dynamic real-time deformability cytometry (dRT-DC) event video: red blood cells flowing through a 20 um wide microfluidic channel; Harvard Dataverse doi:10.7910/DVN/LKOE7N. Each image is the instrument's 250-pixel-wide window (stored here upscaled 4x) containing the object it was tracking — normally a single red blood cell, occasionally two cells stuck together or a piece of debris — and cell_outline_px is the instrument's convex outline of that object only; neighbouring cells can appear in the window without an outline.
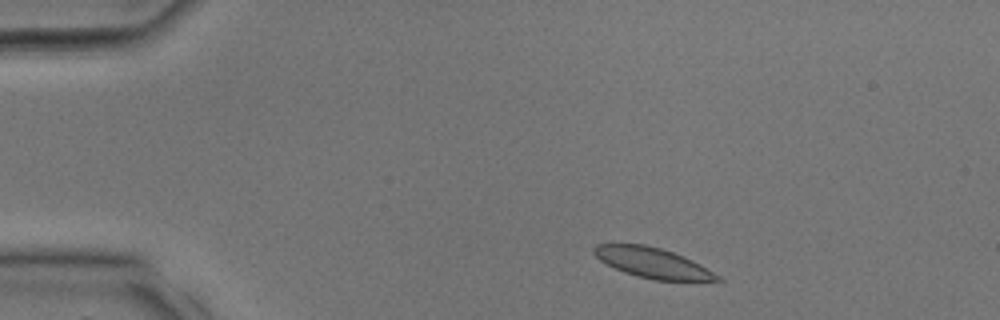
{"species": "common noctule bat (a hibernating species)", "species_latin": "Nyctalus noctula", "temperature_condition": "room temperature", "stored_images_in_passage": 30, "camera_frame_rate_fps": 3000, "um_per_image_px": 0.085, "animal": {"sex": "male", "body_mass_g": 17.9, "forearm_length_mm": 54.2}, "frame": {"image": 1, "passage_image": 3, "time_ms": 0.667, "image_size_px": [1000, 320], "cell_outline_px": [[724, 280], [656, 280], [636, 276], [624, 272], [600, 260], [592, 252], [592, 248], [596, 244], [644, 244], [660, 248], [684, 256], [700, 264], [720, 276]], "centroid_in_image_um": [55.45, 22.33], "position_along_channel_um": 29.6, "area_um2": 21.44}}
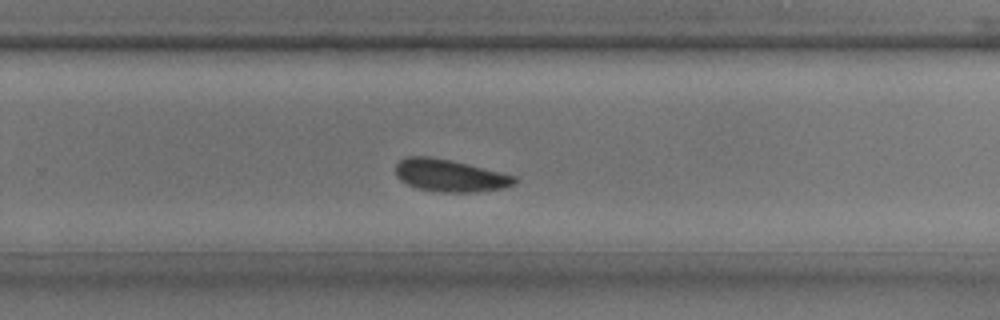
{"frame": {"image": 2, "passage_image": 19, "time_ms": 6.0, "image_size_px": [1000, 320], "cell_outline_px": [[516, 184], [504, 188], [472, 192], [444, 192], [416, 188], [400, 180], [396, 176], [396, 164], [400, 160], [408, 156], [432, 156], [468, 164], [516, 176]], "centroid_in_image_um": [38.23, 14.91], "position_along_channel_um": 291.6, "area_um2": 22.31}}
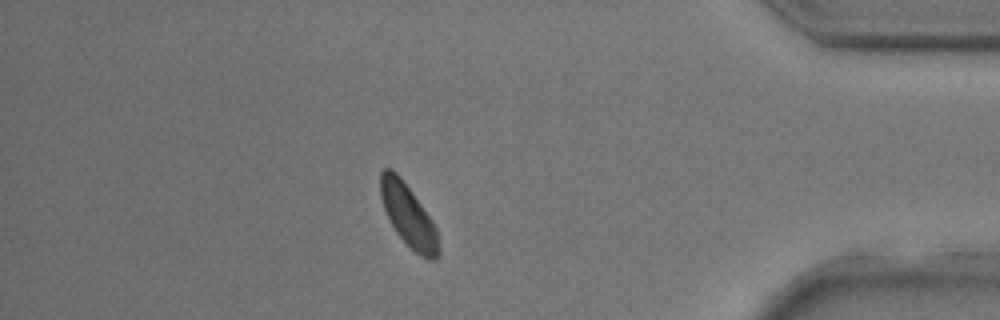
{"frame": {"image": 3, "passage_image": 26, "time_ms": 8.333, "image_size_px": [1000, 320], "cell_outline_px": [[440, 252], [436, 260], [428, 260], [420, 256], [396, 232], [384, 208], [380, 196], [380, 172], [384, 168], [392, 168], [400, 176], [412, 192], [432, 220], [436, 228]], "centroid_in_image_um": [34.71, 18.31], "position_along_channel_um": 400.5, "area_um2": 20.87}}